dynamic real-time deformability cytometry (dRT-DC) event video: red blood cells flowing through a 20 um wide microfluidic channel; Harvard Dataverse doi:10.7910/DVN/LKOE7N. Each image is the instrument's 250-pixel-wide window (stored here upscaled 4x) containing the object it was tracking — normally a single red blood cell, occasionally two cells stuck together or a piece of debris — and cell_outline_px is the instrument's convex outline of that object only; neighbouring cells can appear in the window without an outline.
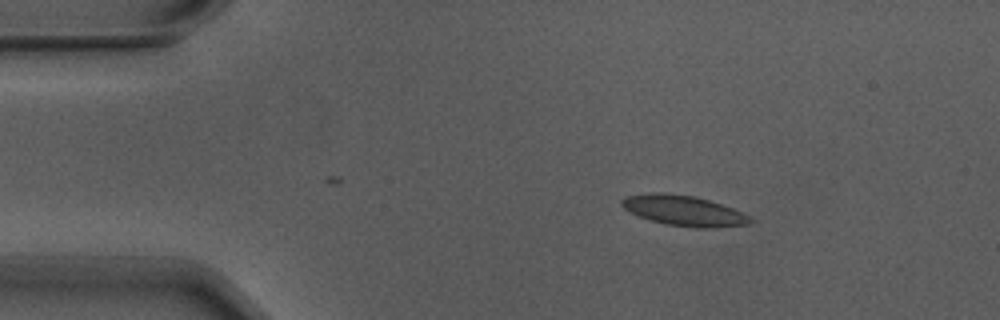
{"species": "Egyptian fruit bat (a non-hibernating species)", "species_latin": "Rousettus aegyptiacus", "temperature_condition": "warm", "stored_images_in_passage": 3, "camera_frame_rate_fps": 3000, "um_per_image_px": 0.085, "animal": {"sex": "male"}, "frame": {"image": 1, "passage_image": 1, "time_ms": 0.0, "image_size_px": [1000, 320], "cell_outline_px": [[756, 220], [748, 224], [712, 228], [696, 228], [668, 224], [652, 220], [628, 212], [620, 204], [620, 200], [628, 196], [652, 192], [660, 192], [692, 196], [708, 200], [732, 208], [752, 216]], "centroid_in_image_um": [58.15, 17.91], "position_along_channel_um": 26.9, "area_um2": 22.6}}